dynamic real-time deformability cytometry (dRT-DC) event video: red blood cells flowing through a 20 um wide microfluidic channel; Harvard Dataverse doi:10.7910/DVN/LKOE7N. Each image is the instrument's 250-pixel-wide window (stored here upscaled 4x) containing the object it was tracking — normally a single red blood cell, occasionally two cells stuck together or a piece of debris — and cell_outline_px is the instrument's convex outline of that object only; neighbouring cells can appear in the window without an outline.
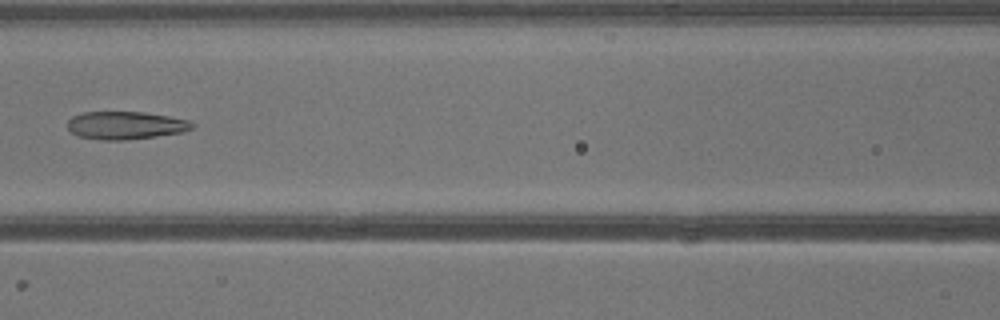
{"species": "common noctule bat (a hibernating species)", "species_latin": "Nyctalus noctula", "temperature_condition": "warm", "stored_images_in_passage": 40, "camera_frame_rate_fps": 3000, "um_per_image_px": 0.085, "animal": {"sex": "male", "body_mass_g": 13.3}, "frame": {"image": 1, "passage_image": 18, "time_ms": 5.667, "image_size_px": [1000, 320], "cell_outline_px": [[196, 124], [192, 128], [180, 132], [156, 136], [128, 140], [100, 140], [80, 136], [72, 132], [68, 128], [68, 120], [72, 116], [80, 112], [140, 112], [168, 116], [188, 120]], "centroid_in_image_um": [10.65, 10.65], "position_along_channel_um": 156.0, "area_um2": 20.11}}
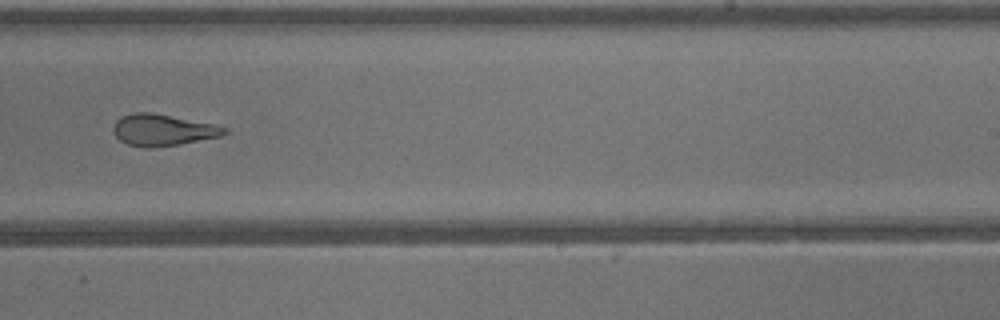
{"frame": {"image": 2, "passage_image": 25, "time_ms": 8.0, "image_size_px": [1000, 320], "cell_outline_px": [[228, 132], [220, 136], [180, 144], [148, 148], [128, 144], [120, 140], [112, 132], [112, 128], [116, 120], [120, 116], [136, 112], [152, 112], [216, 124], [228, 128]], "centroid_in_image_um": [13.83, 11.03], "position_along_channel_um": 275.2, "area_um2": 20.52}}
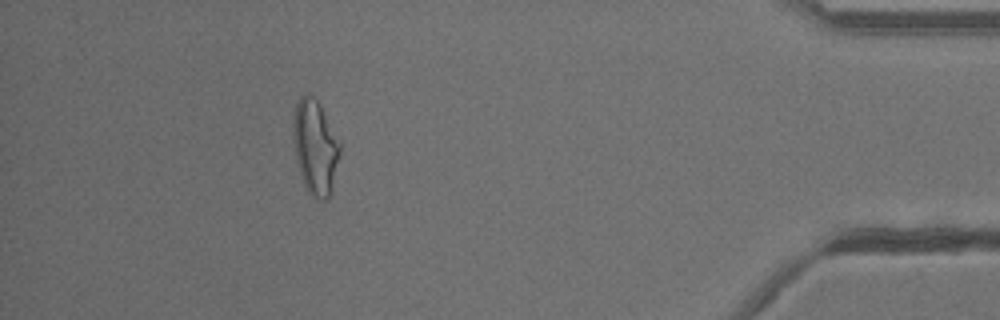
{"frame": {"image": 3, "passage_image": 36, "time_ms": 11.667, "image_size_px": [1000, 320], "cell_outline_px": [[340, 152], [332, 192], [328, 200], [320, 200], [312, 196], [308, 192], [304, 184], [296, 160], [292, 136], [292, 116], [296, 104], [300, 96], [304, 92], [308, 92], [320, 104], [340, 144]], "centroid_in_image_um": [26.77, 12.5], "position_along_channel_um": 408.4, "area_um2": 26.01}}